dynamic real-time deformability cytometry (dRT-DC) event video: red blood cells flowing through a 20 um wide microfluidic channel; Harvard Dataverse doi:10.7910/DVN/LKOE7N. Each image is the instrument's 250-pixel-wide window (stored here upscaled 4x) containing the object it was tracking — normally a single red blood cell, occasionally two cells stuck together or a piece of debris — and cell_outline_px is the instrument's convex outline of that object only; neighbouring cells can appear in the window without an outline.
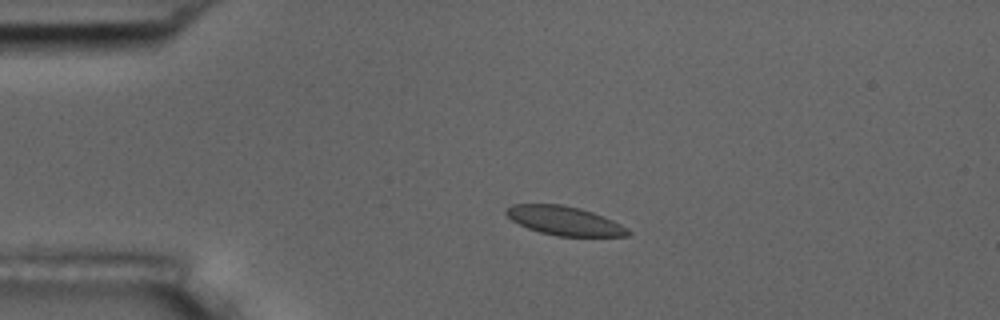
{"species": "common noctule bat (a hibernating species)", "species_latin": "Nyctalus noctula", "temperature_condition": "room temperature", "stored_images_in_passage": 4, "camera_frame_rate_fps": 3000, "um_per_image_px": 0.085, "animal": {"sex": "male", "body_mass_g": 17.5, "forearm_length_mm": 52.3}, "frame": {"image": 1, "passage_image": 3, "time_ms": 2.333, "image_size_px": [1000, 320], "cell_outline_px": [[632, 232], [628, 236], [556, 236], [540, 232], [528, 228], [512, 220], [504, 212], [504, 208], [512, 204], [560, 204], [580, 208], [604, 216], [628, 228]], "centroid_in_image_um": [47.97, 18.76], "position_along_channel_um": 37.0, "area_um2": 20.58}}